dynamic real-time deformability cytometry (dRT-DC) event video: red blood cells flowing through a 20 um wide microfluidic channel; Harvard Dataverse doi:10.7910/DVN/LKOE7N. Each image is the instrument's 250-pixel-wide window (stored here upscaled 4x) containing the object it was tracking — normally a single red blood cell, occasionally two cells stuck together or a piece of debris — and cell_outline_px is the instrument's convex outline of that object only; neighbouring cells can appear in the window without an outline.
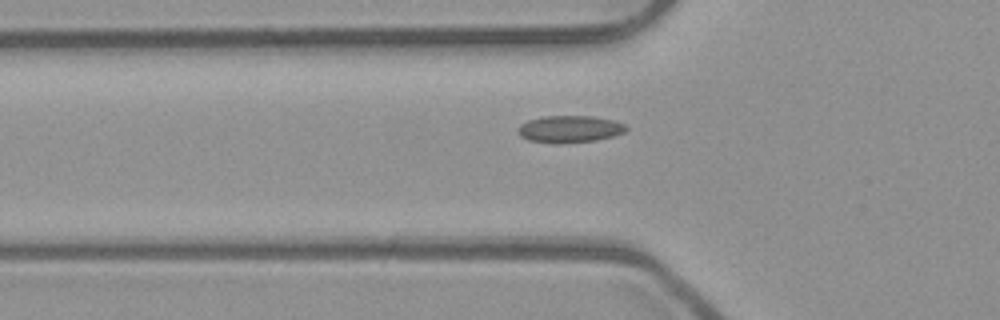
{"species": "common noctule bat (a hibernating species)", "species_latin": "Nyctalus noctula", "temperature_condition": "room temperature", "stored_images_in_passage": 35, "camera_frame_rate_fps": 3000, "um_per_image_px": 0.085, "animal": {"sex": "male", "body_mass_g": 23.1, "forearm_length_mm": 52.7}, "frame": {"image": 1, "passage_image": 5, "time_ms": 1.333, "image_size_px": [1000, 320], "cell_outline_px": [[628, 128], [624, 132], [612, 136], [596, 140], [560, 144], [556, 144], [528, 140], [520, 136], [516, 132], [516, 128], [520, 124], [528, 120], [544, 116], [592, 116], [616, 120], [624, 124]], "centroid_in_image_um": [48.38, 10.97], "position_along_channel_um": 77.4, "area_um2": 17.28}}
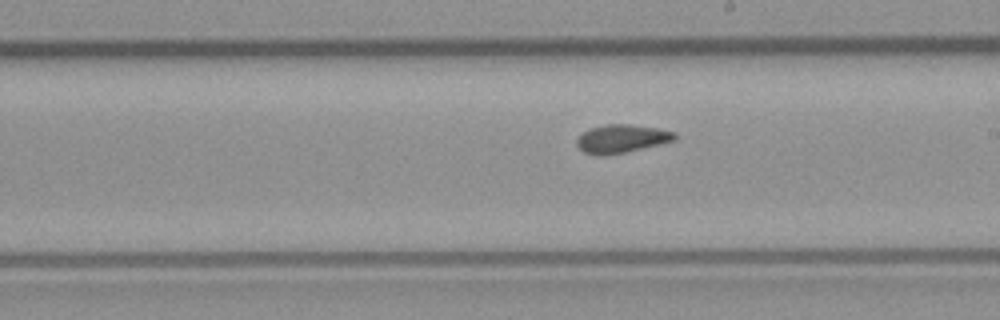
{"frame": {"image": 2, "passage_image": 17, "time_ms": 5.333, "image_size_px": [1000, 320], "cell_outline_px": [[676, 140], [660, 144], [624, 152], [604, 156], [596, 156], [584, 152], [576, 144], [576, 140], [588, 128], [604, 124], [628, 124], [660, 128], [676, 132]], "centroid_in_image_um": [52.84, 11.78], "position_along_channel_um": 236.2, "area_um2": 16.24}}
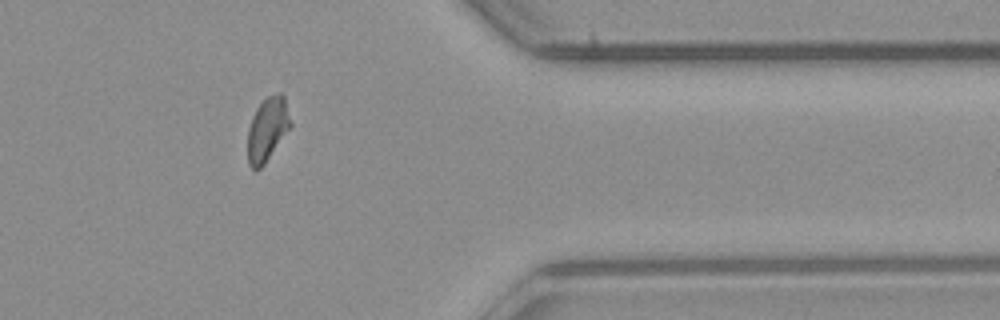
{"frame": {"image": 3, "passage_image": 30, "time_ms": 9.667, "image_size_px": [1000, 320], "cell_outline_px": [[292, 124], [264, 164], [256, 172], [248, 164], [248, 128], [252, 116], [256, 108], [268, 96], [280, 92], [284, 96]], "centroid_in_image_um": [22.71, 10.99], "position_along_channel_um": 388.7, "area_um2": 15.72}}